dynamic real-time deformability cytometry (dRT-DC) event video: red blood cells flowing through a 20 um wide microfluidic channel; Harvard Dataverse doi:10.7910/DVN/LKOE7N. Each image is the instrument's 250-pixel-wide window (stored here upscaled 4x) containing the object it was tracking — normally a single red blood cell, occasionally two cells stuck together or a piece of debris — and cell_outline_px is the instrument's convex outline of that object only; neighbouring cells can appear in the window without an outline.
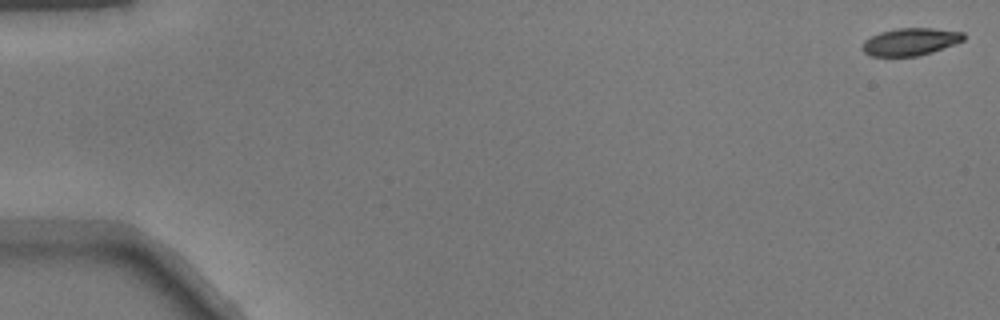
{"species": "common noctule bat (a hibernating species)", "species_latin": "Nyctalus noctula", "temperature_condition": "warm", "stored_images_in_passage": 33, "camera_frame_rate_fps": 3000, "um_per_image_px": 0.085, "animal": {"sex": "male", "body_mass_g": 17.9}, "frame": {"image": 1, "passage_image": 1, "time_ms": 0.0, "image_size_px": [1000, 320], "cell_outline_px": [[964, 40], [932, 52], [920, 56], [872, 56], [864, 52], [860, 48], [864, 40], [880, 32], [896, 28], [932, 28], [964, 32]], "centroid_in_image_um": [77.36, 3.55], "position_along_channel_um": 7.6, "area_um2": 16.18}}
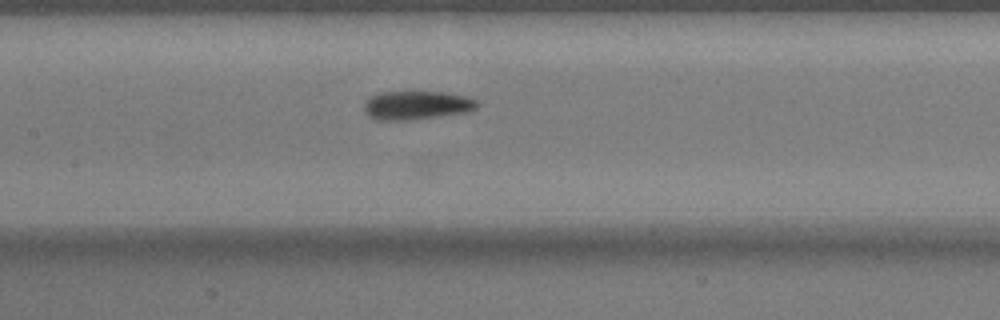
{"frame": {"image": 2, "passage_image": 25, "time_ms": 8.0, "image_size_px": [1000, 320], "cell_outline_px": [[480, 104], [476, 108], [468, 112], [412, 120], [376, 120], [368, 116], [364, 112], [364, 104], [372, 96], [380, 92], [444, 92], [464, 96], [476, 100]], "centroid_in_image_um": [35.41, 8.96], "position_along_channel_um": 172.0, "area_um2": 18.9}}
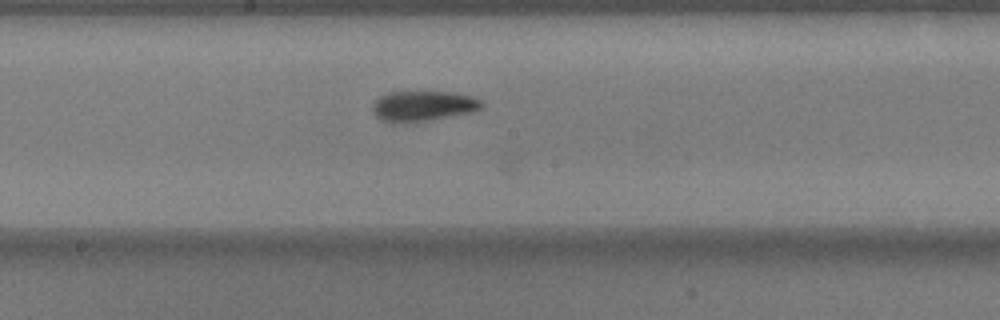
{"frame": {"image": 3, "passage_image": 28, "time_ms": 9.0, "image_size_px": [1000, 320], "cell_outline_px": [[484, 108], [472, 112], [428, 120], [380, 120], [376, 116], [372, 108], [372, 104], [380, 96], [388, 92], [456, 92], [472, 96], [484, 100]], "centroid_in_image_um": [36.06, 8.96], "position_along_channel_um": 212.1, "area_um2": 18.9}}